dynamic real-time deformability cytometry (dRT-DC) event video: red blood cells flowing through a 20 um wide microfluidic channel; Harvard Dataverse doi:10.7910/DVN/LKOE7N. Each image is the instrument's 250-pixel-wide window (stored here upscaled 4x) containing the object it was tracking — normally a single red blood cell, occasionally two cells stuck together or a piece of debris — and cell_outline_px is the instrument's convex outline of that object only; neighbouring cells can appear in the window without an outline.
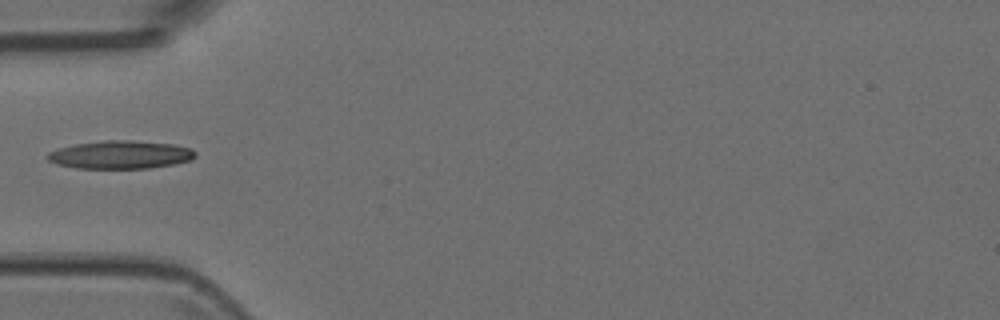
{"species": "Egyptian fruit bat (a non-hibernating species)", "species_latin": "Rousettus aegyptiacus", "temperature_condition": "room temperature", "stored_images_in_passage": 1, "camera_frame_rate_fps": 3000, "um_per_image_px": 0.085, "animal": {"sex": "female"}, "frame": {"image": 1, "passage_image": 1, "time_ms": 0.0, "image_size_px": [1000, 320], "cell_outline_px": [[196, 156], [192, 160], [172, 164], [148, 168], [76, 168], [56, 164], [48, 160], [48, 152], [60, 148], [76, 144], [108, 140], [132, 140], [172, 144], [192, 148], [196, 152]], "centroid_in_image_um": [10.27, 13.15], "position_along_channel_um": 74.7, "area_um2": 24.04}}